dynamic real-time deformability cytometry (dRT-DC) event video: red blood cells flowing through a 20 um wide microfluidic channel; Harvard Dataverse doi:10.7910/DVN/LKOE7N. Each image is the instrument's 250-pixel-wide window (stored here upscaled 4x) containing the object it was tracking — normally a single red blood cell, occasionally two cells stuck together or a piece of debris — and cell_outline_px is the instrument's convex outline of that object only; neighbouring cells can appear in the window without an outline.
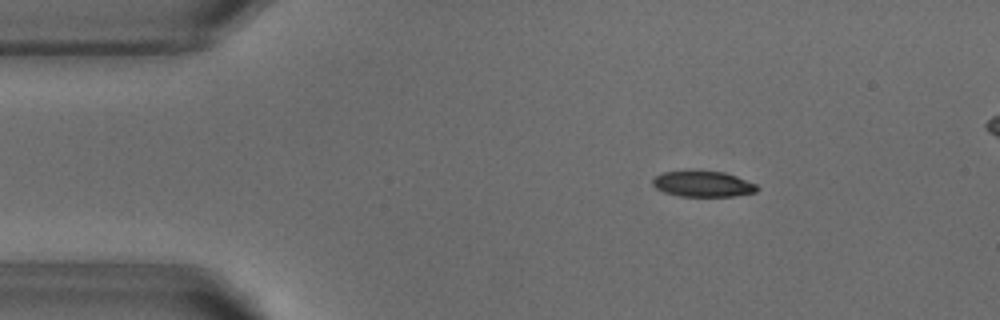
{"species": "common noctule bat (a hibernating species)", "species_latin": "Nyctalus noctula", "temperature_condition": "warm", "stored_images_in_passage": 51, "camera_frame_rate_fps": 3000, "um_per_image_px": 0.085, "animal": {"sex": "male", "body_mass_g": 18.8}, "frame": {"image": 1, "passage_image": 8, "time_ms": 2.333, "image_size_px": [1000, 320], "cell_outline_px": [[760, 188], [756, 192], [736, 196], [680, 196], [664, 192], [656, 188], [652, 184], [652, 180], [656, 176], [664, 172], [688, 168], [700, 168], [724, 172], [736, 176], [756, 184]], "centroid_in_image_um": [59.73, 15.58], "position_along_channel_um": 25.3, "area_um2": 16.42}}
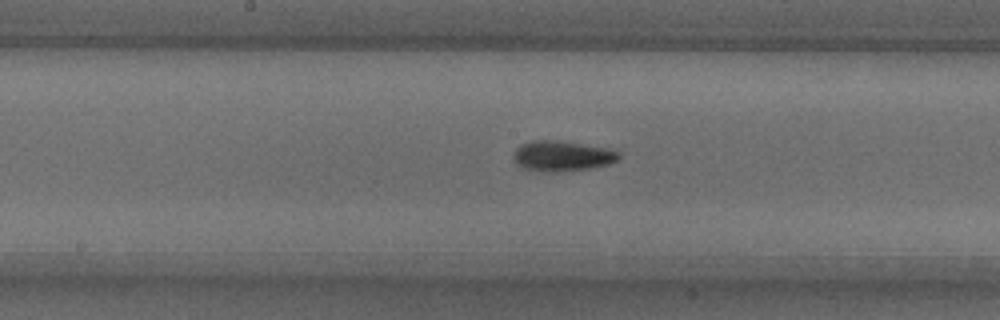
{"frame": {"image": 2, "passage_image": 26, "time_ms": 8.333, "image_size_px": [1000, 320], "cell_outline_px": [[620, 156], [616, 160], [608, 164], [592, 168], [556, 172], [548, 172], [520, 168], [516, 164], [512, 156], [516, 148], [520, 144], [532, 140], [556, 140], [608, 148], [620, 152]], "centroid_in_image_um": [47.73, 13.26], "position_along_channel_um": 200.5, "area_um2": 18.79}}
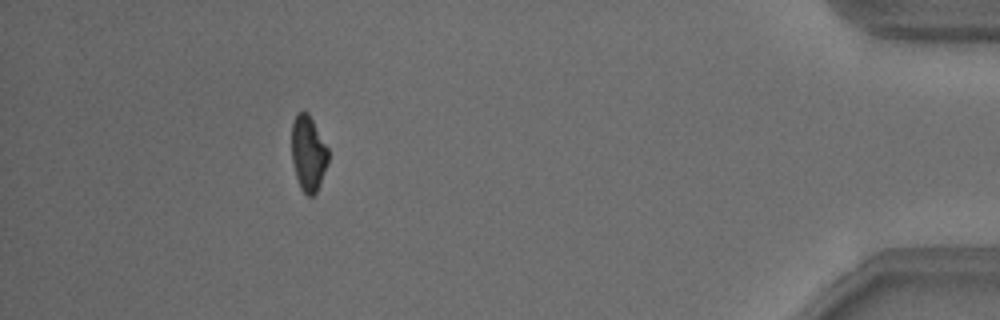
{"frame": {"image": 3, "passage_image": 47, "time_ms": 15.333, "image_size_px": [1000, 320], "cell_outline_px": [[328, 164], [320, 184], [316, 192], [312, 196], [308, 196], [300, 188], [296, 176], [292, 160], [292, 124], [296, 112], [308, 112], [328, 148]], "centroid_in_image_um": [26.2, 13.04], "position_along_channel_um": 409.0, "area_um2": 16.07}, "authors_computed_cell_mechanics": {"area_um2": 17.2822, "velocity_mm_per_s": 3.8384, "shape_relaxation_time_tau1_ms": 3.9473, "shape_relaxation_time_tau2_ms": 3.1808, "deformation_change_tau1": 0.1572, "deformation_change_tau2": 0.0872}}